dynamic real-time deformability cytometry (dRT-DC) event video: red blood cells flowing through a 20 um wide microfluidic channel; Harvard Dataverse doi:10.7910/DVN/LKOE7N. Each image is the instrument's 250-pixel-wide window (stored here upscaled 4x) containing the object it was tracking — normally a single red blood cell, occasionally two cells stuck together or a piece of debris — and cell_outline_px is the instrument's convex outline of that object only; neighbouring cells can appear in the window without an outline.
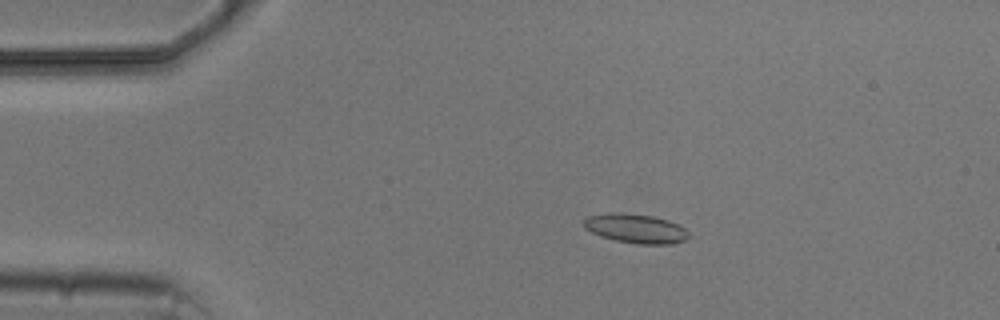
{"species": "common noctule bat (a hibernating species)", "species_latin": "Nyctalus noctula", "temperature_condition": "cold", "stored_images_in_passage": 5, "camera_frame_rate_fps": 3000, "um_per_image_px": 0.085, "animal": {"sex": "male", "body_mass_g": 20.5, "forearm_length_mm": 52.5}, "frame": {"image": 1, "passage_image": 4, "time_ms": 3.333, "image_size_px": [1000, 320], "cell_outline_px": [[688, 236], [684, 240], [672, 244], [636, 244], [616, 240], [600, 236], [584, 228], [584, 216], [612, 212], [652, 216], [668, 220], [680, 224], [688, 232]], "centroid_in_image_um": [54.01, 19.42], "position_along_channel_um": 31.0, "area_um2": 17.86}}